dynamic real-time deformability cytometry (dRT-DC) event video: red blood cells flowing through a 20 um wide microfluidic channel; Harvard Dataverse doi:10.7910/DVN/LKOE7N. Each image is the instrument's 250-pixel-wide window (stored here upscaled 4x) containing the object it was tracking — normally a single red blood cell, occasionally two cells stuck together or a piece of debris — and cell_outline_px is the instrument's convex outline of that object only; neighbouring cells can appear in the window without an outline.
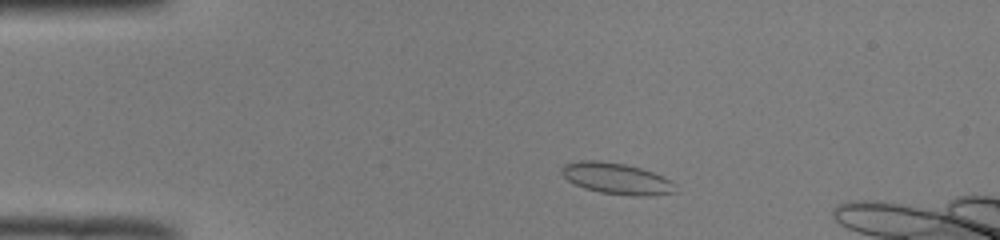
{"species": "common noctule bat (a hibernating species)", "species_latin": "Nyctalus noctula", "temperature_condition": "room temperature", "stored_images_in_passage": 44, "camera_frame_rate_fps": 3000, "um_per_image_px": 0.085, "animal": {"sex": "male", "body_mass_g": 19.0, "forearm_length_mm": 50.8}, "frame": {"image": 1, "passage_image": 6, "time_ms": 1.667, "image_size_px": [1000, 240], "cell_outline_px": [[676, 184], [672, 192], [648, 196], [636, 196], [600, 192], [584, 188], [568, 180], [560, 172], [560, 168], [564, 164], [580, 160], [596, 160], [624, 164], [640, 168], [652, 172]], "centroid_in_image_um": [52.34, 15.17], "position_along_channel_um": 32.7, "area_um2": 20.35}}
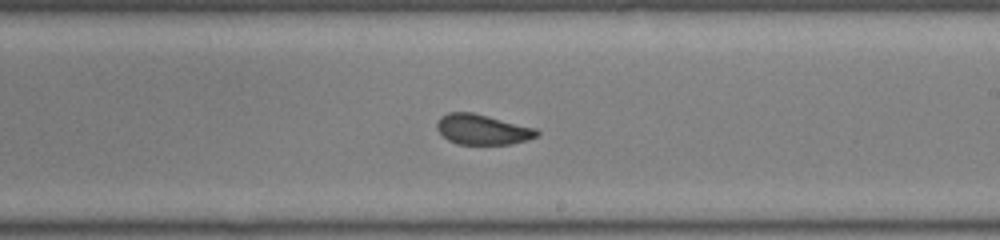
{"frame": {"image": 2, "passage_image": 26, "time_ms": 8.333, "image_size_px": [1000, 240], "cell_outline_px": [[540, 132], [536, 136], [528, 140], [508, 144], [456, 144], [448, 140], [436, 128], [436, 124], [440, 116], [448, 112], [472, 112], [536, 128]], "centroid_in_image_um": [40.99, 11.0], "position_along_channel_um": 248.0, "area_um2": 17.57}}
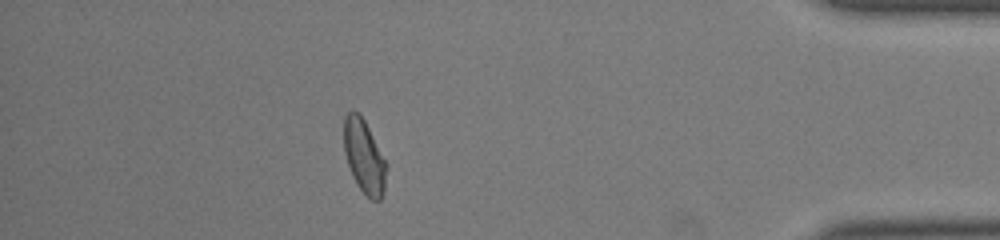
{"frame": {"image": 3, "passage_image": 41, "time_ms": 13.333, "image_size_px": [1000, 240], "cell_outline_px": [[388, 164], [384, 192], [380, 200], [372, 200], [356, 184], [352, 176], [344, 152], [344, 116], [352, 108], [364, 120]], "centroid_in_image_um": [30.96, 13.31], "position_along_channel_um": 404.2, "area_um2": 18.26}, "authors_computed_cell_mechanics": {"area_um2": 18.4382, "velocity_mm_per_s": 3.9755, "shape_relaxation_time_tau1_ms": null, "shape_relaxation_time_tau2_ms": 1.0404, "deformation_change_tau1": null, "deformation_change_tau2": 0.0558}}